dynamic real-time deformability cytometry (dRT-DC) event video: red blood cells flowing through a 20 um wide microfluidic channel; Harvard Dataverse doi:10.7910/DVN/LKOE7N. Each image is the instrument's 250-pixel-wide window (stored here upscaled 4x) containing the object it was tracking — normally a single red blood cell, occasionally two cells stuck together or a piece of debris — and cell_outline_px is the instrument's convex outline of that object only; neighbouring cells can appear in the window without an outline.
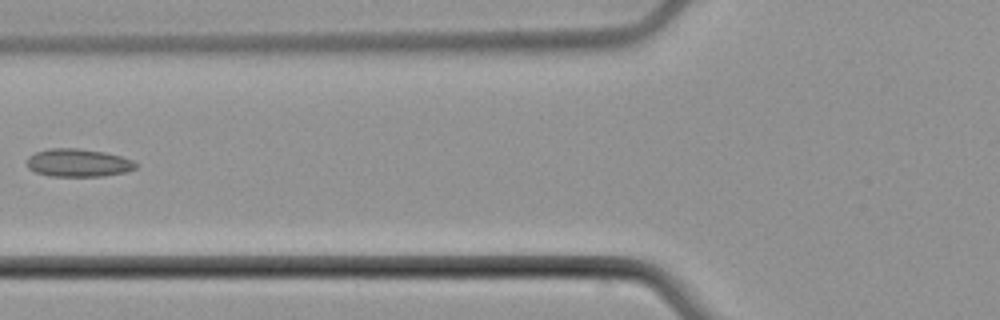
{"species": "common noctule bat (a hibernating species)", "species_latin": "Nyctalus noctula", "temperature_condition": "cold", "stored_images_in_passage": 6, "camera_frame_rate_fps": 3000, "um_per_image_px": 0.085, "animal": {"sex": "male", "body_mass_g": 21.5, "forearm_length_mm": 52.0}, "frame": {"image": 1, "passage_image": 6, "time_ms": 7.0, "image_size_px": [1000, 320], "cell_outline_px": [[136, 168], [124, 172], [104, 176], [52, 176], [36, 172], [28, 168], [28, 156], [36, 152], [48, 148], [76, 148], [104, 152], [120, 156], [132, 160], [136, 164]], "centroid_in_image_um": [6.63, 13.83], "position_along_channel_um": 119.2, "area_um2": 17.57}}